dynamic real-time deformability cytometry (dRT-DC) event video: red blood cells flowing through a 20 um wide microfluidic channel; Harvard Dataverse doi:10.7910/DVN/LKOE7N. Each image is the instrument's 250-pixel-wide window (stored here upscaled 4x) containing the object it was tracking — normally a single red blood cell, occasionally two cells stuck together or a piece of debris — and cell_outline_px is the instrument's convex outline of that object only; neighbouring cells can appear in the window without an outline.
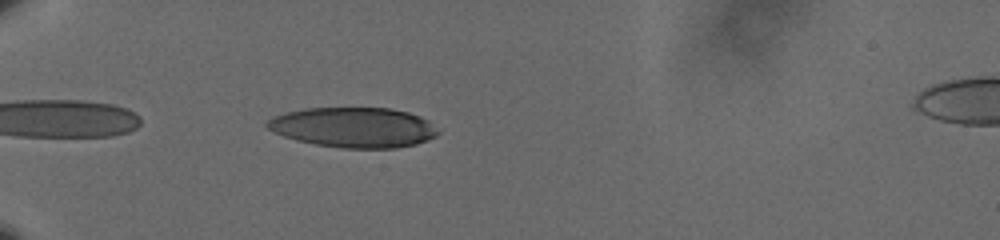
{"species": "human", "species_latin": "Homo sapiens", "temperature_condition": "cold", "stored_images_in_passage": 41, "camera_frame_rate_fps": 3000, "um_per_image_px": 0.085, "donor": {"sex": "male"}, "frame": {"image": 1, "passage_image": 2, "time_ms": 0.333, "image_size_px": [1000, 240], "cell_outline_px": [[440, 132], [436, 136], [428, 140], [416, 144], [396, 148], [340, 148], [316, 144], [296, 140], [284, 136], [268, 128], [264, 124], [268, 120], [276, 116], [288, 112], [304, 108], [392, 108], [408, 112], [420, 116], [428, 120]], "centroid_in_image_um": [30.1, 10.83], "position_along_channel_um": 54.9, "area_um2": 39.88}}
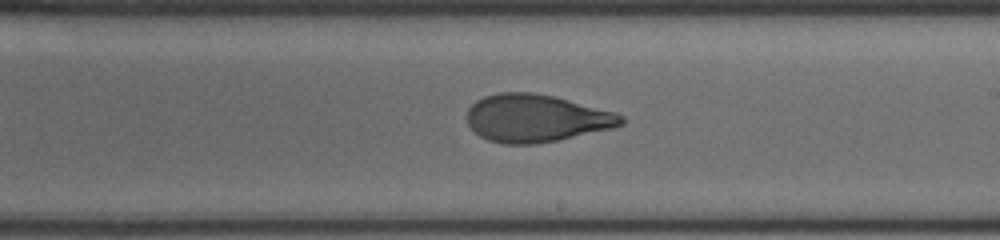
{"frame": {"image": 2, "passage_image": 20, "time_ms": 6.333, "image_size_px": [1000, 240], "cell_outline_px": [[624, 124], [612, 128], [556, 140], [532, 144], [504, 144], [488, 140], [480, 136], [468, 124], [468, 108], [476, 100], [484, 96], [500, 92], [532, 92], [552, 96], [616, 112], [624, 116]], "centroid_in_image_um": [45.56, 10.04], "position_along_channel_um": 243.4, "area_um2": 42.48}}
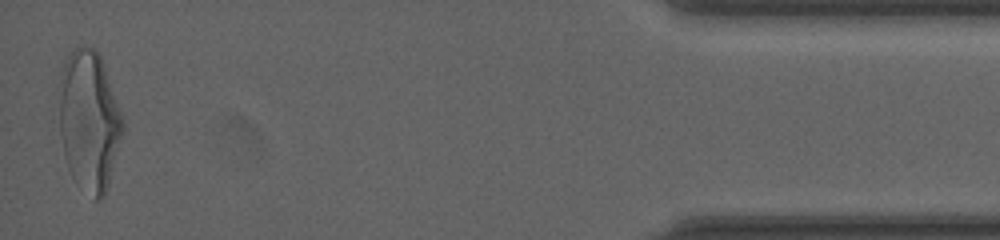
{"frame": {"image": 3, "passage_image": 41, "time_ms": 13.333, "image_size_px": [1000, 240], "cell_outline_px": [[124, 128], [108, 184], [104, 196], [100, 200], [92, 200], [72, 180], [68, 168], [60, 136], [60, 72], [68, 52], [76, 44], [92, 48], [100, 56], [104, 64], [124, 120]], "centroid_in_image_um": [7.56, 10.26], "position_along_channel_um": 427.6, "area_um2": 52.37}, "authors_computed_cell_mechanics": {"area_um2": 43.4656, "velocity_mm_per_s": 3.5921, "shape_relaxation_time_tau1_ms": 5.5655, "shape_relaxation_time_tau2_ms": 1.4157, "deformation_change_tau1": 0.2105, "deformation_change_tau2": 0.0814}}